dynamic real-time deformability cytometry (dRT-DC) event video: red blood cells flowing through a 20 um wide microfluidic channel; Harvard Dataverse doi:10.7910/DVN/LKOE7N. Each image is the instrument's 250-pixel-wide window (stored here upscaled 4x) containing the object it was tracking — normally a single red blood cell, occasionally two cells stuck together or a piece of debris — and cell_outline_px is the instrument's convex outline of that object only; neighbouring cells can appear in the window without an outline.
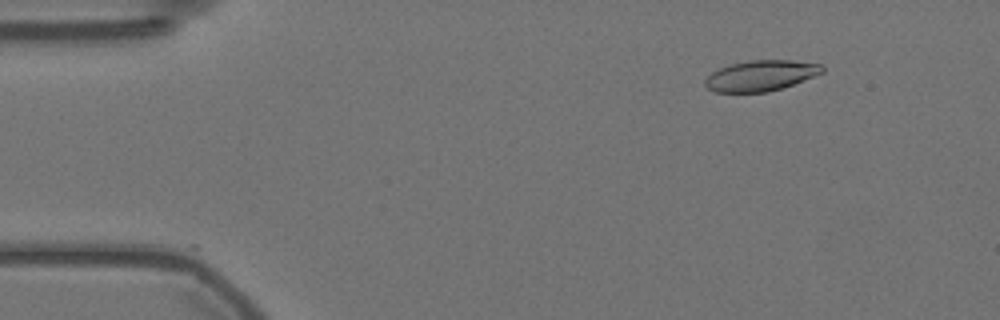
{"species": "Egyptian fruit bat (a non-hibernating species)", "species_latin": "Rousettus aegyptiacus", "temperature_condition": "warm", "stored_images_in_passage": 18, "camera_frame_rate_fps": 3000, "um_per_image_px": 0.085, "animal": {"sex": "female"}, "frame": {"image": 1, "passage_image": 1, "time_ms": 0.0, "image_size_px": [1000, 320], "cell_outline_px": [[824, 72], [792, 84], [768, 92], [716, 92], [708, 88], [704, 84], [704, 80], [712, 72], [720, 68], [732, 64], [748, 60], [792, 60], [820, 64], [824, 68]], "centroid_in_image_um": [64.65, 6.42], "position_along_channel_um": 20.3, "area_um2": 20.69}}
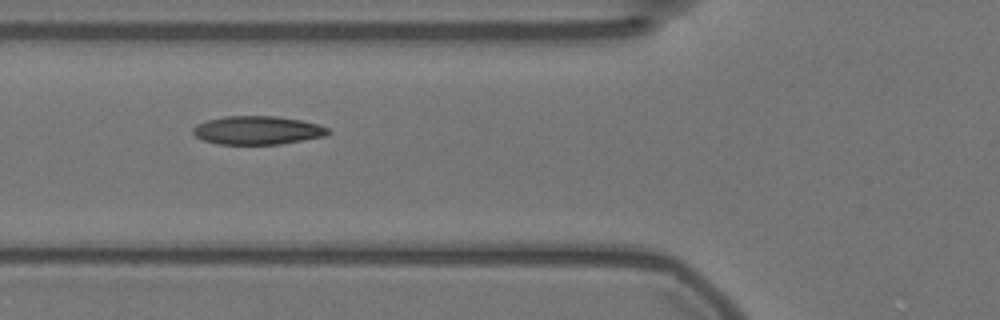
{"frame": {"image": 2, "passage_image": 15, "time_ms": 4.667, "image_size_px": [1000, 320], "cell_outline_px": [[328, 132], [324, 136], [280, 144], [220, 144], [204, 140], [196, 136], [192, 132], [192, 128], [196, 124], [208, 120], [224, 116], [276, 116], [300, 120], [316, 124], [328, 128]], "centroid_in_image_um": [21.84, 11.07], "position_along_channel_um": 104.0, "area_um2": 22.14}}
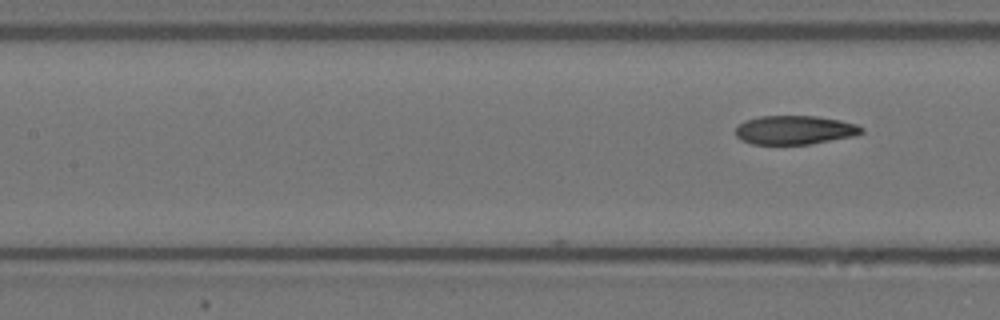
{"frame": {"image": 3, "passage_image": 18, "time_ms": 5.667, "image_size_px": [1000, 320], "cell_outline_px": [[864, 132], [856, 136], [808, 144], [752, 144], [740, 140], [736, 136], [736, 128], [744, 120], [760, 116], [816, 116], [840, 120], [856, 124], [864, 128]], "centroid_in_image_um": [67.56, 11.05], "position_along_channel_um": 139.8, "area_um2": 21.27}}